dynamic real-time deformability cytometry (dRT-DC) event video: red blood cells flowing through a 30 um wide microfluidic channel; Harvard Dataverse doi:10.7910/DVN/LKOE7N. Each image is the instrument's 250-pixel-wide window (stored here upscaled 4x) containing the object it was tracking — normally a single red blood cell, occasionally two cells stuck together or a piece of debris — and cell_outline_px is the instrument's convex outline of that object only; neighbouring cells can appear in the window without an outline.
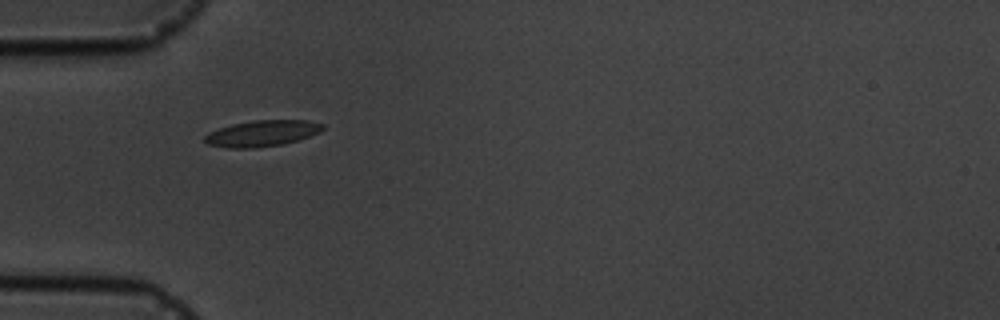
{"species": "common noctule bat (a hibernating species)", "species_latin": "Nyctalus noctula", "temperature_condition": "cold", "stored_images_in_passage": 2, "camera_frame_rate_fps": 3000, "um_per_image_px": 0.085, "animal": {"sex": "male", "body_mass_g": 19.5, "forearm_length_mm": 54.6}, "frame": {"image": 1, "passage_image": 1, "time_ms": 0.0, "image_size_px": [1000, 320], "cell_outline_px": [[324, 128], [320, 132], [296, 140], [280, 144], [256, 148], [228, 148], [208, 144], [204, 140], [204, 136], [208, 132], [232, 124], [252, 120], [308, 120], [324, 124]], "centroid_in_image_um": [22.26, 11.33], "position_along_channel_um": 62.7, "area_um2": 17.86}}
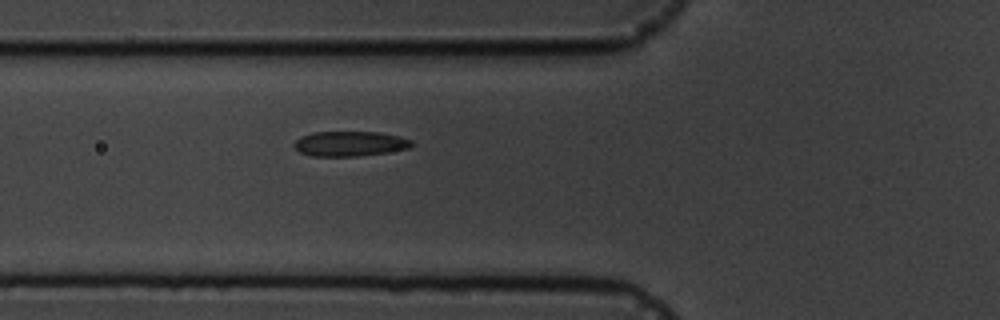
{"frame": {"image": 2, "passage_image": 2, "time_ms": 1.0, "image_size_px": [1000, 320], "cell_outline_px": [[412, 144], [408, 148], [388, 152], [356, 156], [312, 156], [300, 152], [292, 144], [300, 136], [312, 132], [380, 132], [400, 136], [412, 140]], "centroid_in_image_um": [29.72, 12.21], "position_along_channel_um": 96.1, "area_um2": 17.11}}